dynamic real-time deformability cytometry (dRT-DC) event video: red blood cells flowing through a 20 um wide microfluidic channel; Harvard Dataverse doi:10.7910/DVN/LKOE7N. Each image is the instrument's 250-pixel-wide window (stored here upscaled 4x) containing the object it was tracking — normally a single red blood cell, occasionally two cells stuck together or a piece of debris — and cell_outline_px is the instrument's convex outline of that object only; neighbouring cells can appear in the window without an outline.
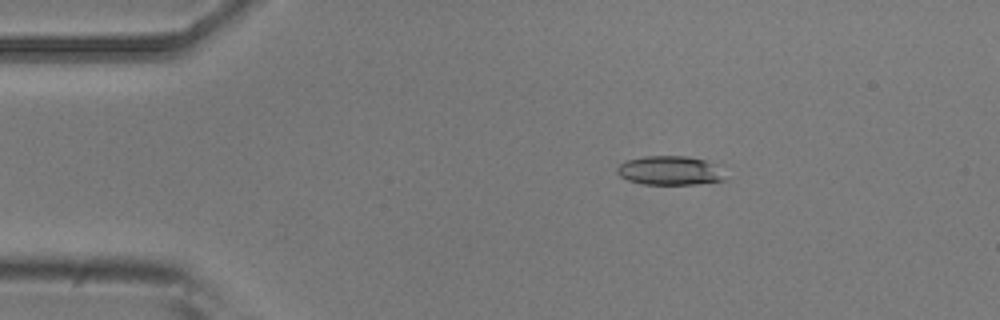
{"species": "common noctule bat (a hibernating species)", "species_latin": "Nyctalus noctula", "temperature_condition": "room temperature", "stored_images_in_passage": 5, "camera_frame_rate_fps": 3000, "um_per_image_px": 0.085, "animal": {"sex": "male", "body_mass_g": 20.5, "forearm_length_mm": 52.5}, "frame": {"image": 1, "passage_image": 3, "time_ms": 2.333, "image_size_px": [1000, 320], "cell_outline_px": [[728, 180], [696, 184], [640, 184], [628, 180], [620, 176], [616, 172], [616, 168], [624, 160], [644, 156], [688, 156], [724, 164]], "centroid_in_image_um": [57.07, 14.49], "position_along_channel_um": 27.9, "area_um2": 19.13}}
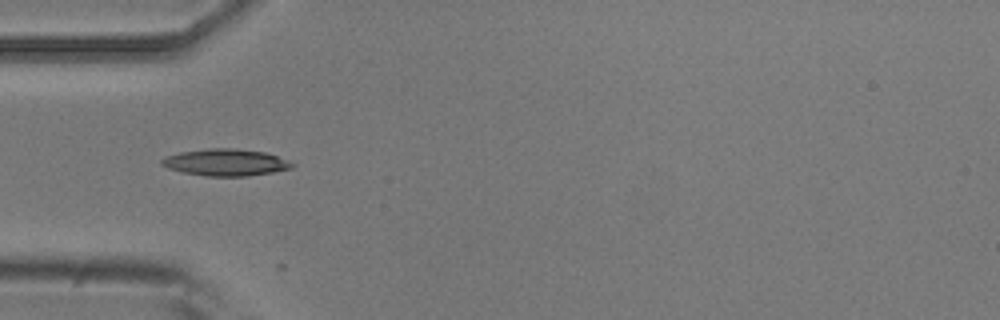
{"frame": {"image": 2, "passage_image": 5, "time_ms": 4.667, "image_size_px": [1000, 320], "cell_outline_px": [[296, 164], [292, 168], [272, 172], [248, 176], [208, 176], [184, 172], [168, 168], [160, 164], [160, 160], [164, 156], [180, 152], [208, 148], [232, 148], [264, 152], [288, 160]], "centroid_in_image_um": [19.16, 13.8], "position_along_channel_um": 65.8, "area_um2": 20.35}}